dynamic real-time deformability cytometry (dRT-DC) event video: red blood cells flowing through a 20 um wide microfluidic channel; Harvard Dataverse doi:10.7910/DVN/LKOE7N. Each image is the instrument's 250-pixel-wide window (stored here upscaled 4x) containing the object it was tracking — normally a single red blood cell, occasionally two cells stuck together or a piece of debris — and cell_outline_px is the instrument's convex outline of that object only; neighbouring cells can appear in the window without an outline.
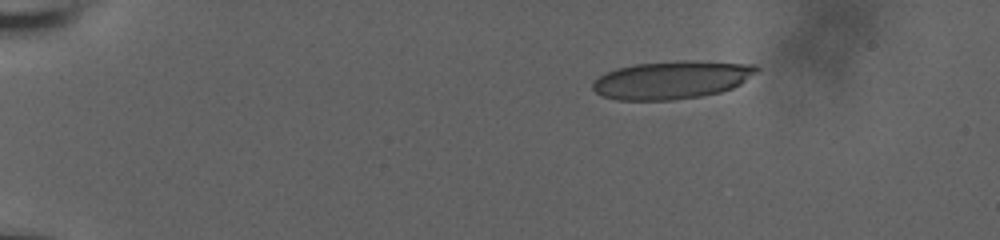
{"species": "human", "species_latin": "Homo sapiens", "temperature_condition": "room temperature", "stored_images_in_passage": 36, "camera_frame_rate_fps": 3000, "um_per_image_px": 0.085, "donor": {"sex": "male"}, "frame": {"image": 1, "passage_image": 1, "time_ms": 0.0, "image_size_px": [1000, 240], "cell_outline_px": [[760, 68], [756, 72], [740, 84], [732, 88], [720, 92], [700, 96], [672, 100], [616, 100], [600, 96], [592, 88], [592, 84], [600, 76], [616, 68], [636, 64], [684, 60], [692, 60], [756, 64]], "centroid_in_image_um": [57.11, 6.79], "position_along_channel_um": 27.9, "area_um2": 36.3}}
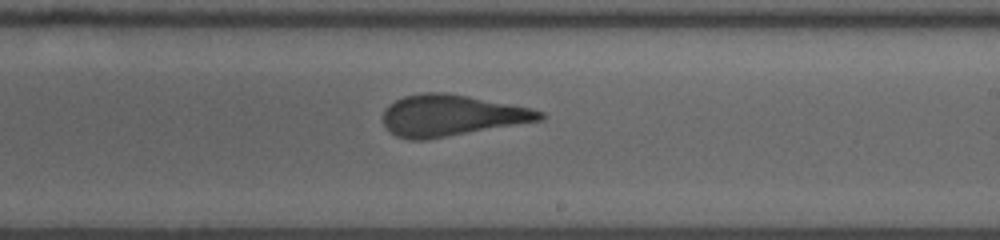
{"frame": {"image": 2, "passage_image": 19, "time_ms": 8.667, "image_size_px": [1000, 240], "cell_outline_px": [[544, 120], [428, 140], [408, 140], [396, 136], [388, 132], [384, 124], [384, 108], [388, 104], [404, 96], [424, 92], [444, 92], [468, 96], [532, 108], [544, 112]], "centroid_in_image_um": [38.36, 9.83], "position_along_channel_um": 250.6, "area_um2": 38.09}}
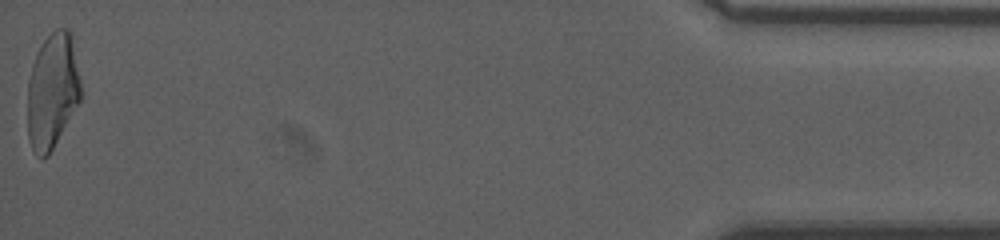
{"frame": {"image": 3, "passage_image": 36, "time_ms": 15.667, "image_size_px": [1000, 240], "cell_outline_px": [[80, 100], [48, 156], [40, 160], [36, 156], [32, 148], [28, 136], [28, 80], [32, 64], [44, 40], [56, 28], [68, 28], [72, 36], [80, 80]], "centroid_in_image_um": [4.44, 7.74], "position_along_channel_um": 430.8, "area_um2": 35.55}, "authors_computed_cell_mechanics": {"area_um2": 37.4255, "velocity_mm_per_s": 3.7801, "shape_relaxation_time_tau1_ms": 4.7751, "shape_relaxation_time_tau2_ms": 0.8124, "deformation_change_tau1": 0.1945, "deformation_change_tau2": 0.1078}}